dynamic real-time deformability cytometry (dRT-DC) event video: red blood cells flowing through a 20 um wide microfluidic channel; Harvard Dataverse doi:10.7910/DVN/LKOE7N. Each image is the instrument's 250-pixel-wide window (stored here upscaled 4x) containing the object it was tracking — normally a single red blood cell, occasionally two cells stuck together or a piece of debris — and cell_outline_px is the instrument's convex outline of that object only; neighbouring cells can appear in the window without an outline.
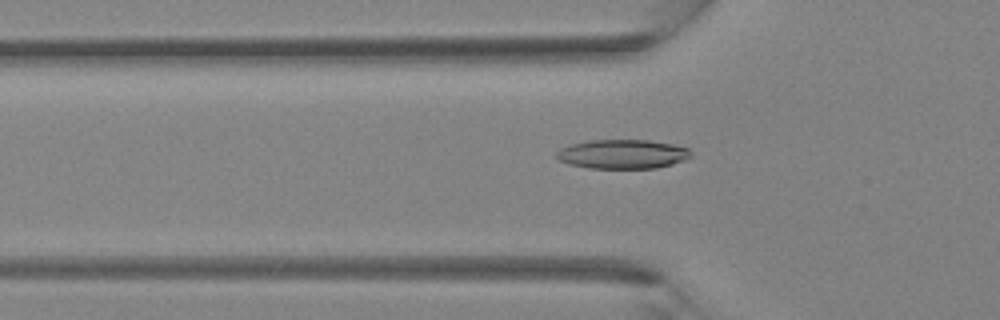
{"species": "Egyptian fruit bat (a non-hibernating species)", "species_latin": "Rousettus aegyptiacus", "temperature_condition": "room temperature", "stored_images_in_passage": 41, "camera_frame_rate_fps": 3000, "um_per_image_px": 0.085, "animal": {"sex": "female"}, "frame": {"image": 1, "passage_image": 14, "time_ms": 4.333, "image_size_px": [1000, 320], "cell_outline_px": [[692, 156], [684, 160], [672, 164], [656, 168], [588, 168], [568, 164], [560, 160], [556, 156], [556, 152], [560, 148], [572, 144], [588, 140], [648, 140], [672, 144], [688, 148], [692, 152]], "centroid_in_image_um": [52.92, 13.1], "position_along_channel_um": 72.9, "area_um2": 22.89}}
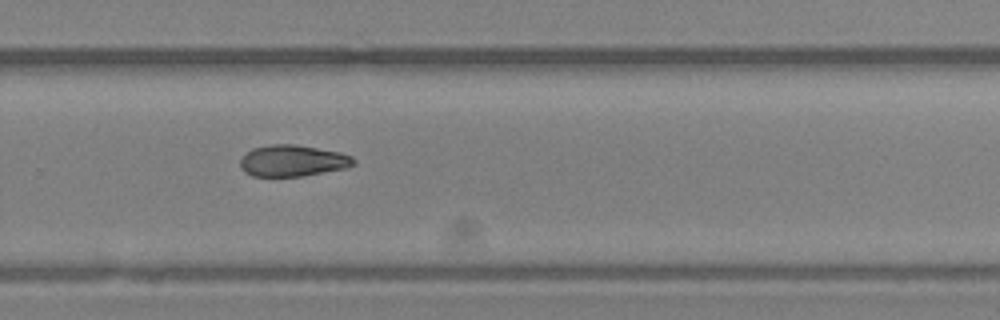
{"frame": {"image": 2, "passage_image": 28, "time_ms": 9.0, "image_size_px": [1000, 320], "cell_outline_px": [[356, 164], [344, 168], [304, 176], [252, 176], [244, 172], [240, 168], [240, 160], [252, 148], [272, 144], [296, 144], [340, 152], [352, 156], [356, 160]], "centroid_in_image_um": [24.88, 13.66], "position_along_channel_um": 304.9, "area_um2": 20.81}}
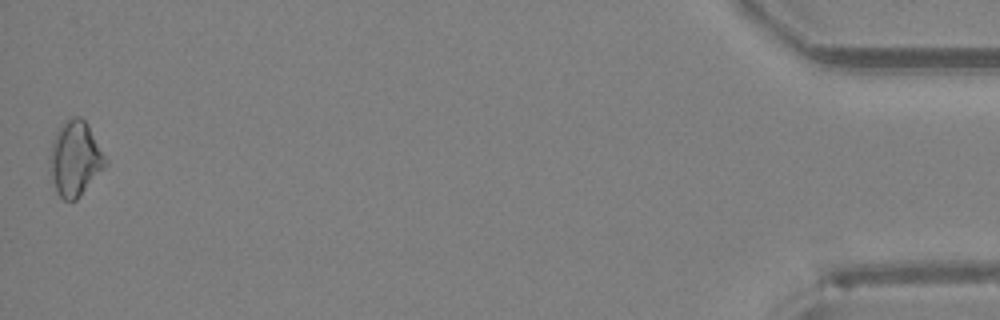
{"frame": {"image": 3, "passage_image": 41, "time_ms": 13.333, "image_size_px": [1000, 320], "cell_outline_px": [[108, 164], [76, 200], [64, 200], [56, 192], [48, 168], [48, 156], [52, 140], [56, 132], [72, 116], [80, 116], [88, 124], [108, 160]], "centroid_in_image_um": [6.37, 13.49], "position_along_channel_um": 428.8, "area_um2": 24.45}}